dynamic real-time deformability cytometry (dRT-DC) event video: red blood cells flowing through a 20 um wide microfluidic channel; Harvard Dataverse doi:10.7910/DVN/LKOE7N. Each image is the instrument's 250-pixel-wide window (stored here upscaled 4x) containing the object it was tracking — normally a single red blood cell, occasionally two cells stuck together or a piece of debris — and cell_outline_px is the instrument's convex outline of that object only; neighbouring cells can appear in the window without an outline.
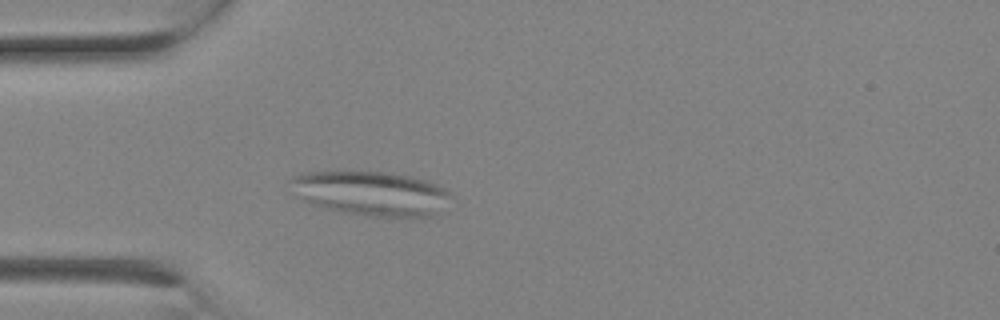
{"species": "Egyptian fruit bat (a non-hibernating species)", "species_latin": "Rousettus aegyptiacus", "temperature_condition": "room temperature", "stored_images_in_passage": 1, "camera_frame_rate_fps": 3000, "um_per_image_px": 0.085, "animal": {"sex": "female"}, "frame": {"image": 1, "passage_image": 1, "time_ms": 0.0, "image_size_px": [1000, 320], "cell_outline_px": [[452, 196], [432, 216], [368, 216], [340, 212], [312, 204], [304, 200], [300, 196], [288, 180], [304, 172], [392, 172], [428, 180], [452, 192]], "centroid_in_image_um": [31.57, 16.42], "position_along_channel_um": 53.4, "area_um2": 40.98}}